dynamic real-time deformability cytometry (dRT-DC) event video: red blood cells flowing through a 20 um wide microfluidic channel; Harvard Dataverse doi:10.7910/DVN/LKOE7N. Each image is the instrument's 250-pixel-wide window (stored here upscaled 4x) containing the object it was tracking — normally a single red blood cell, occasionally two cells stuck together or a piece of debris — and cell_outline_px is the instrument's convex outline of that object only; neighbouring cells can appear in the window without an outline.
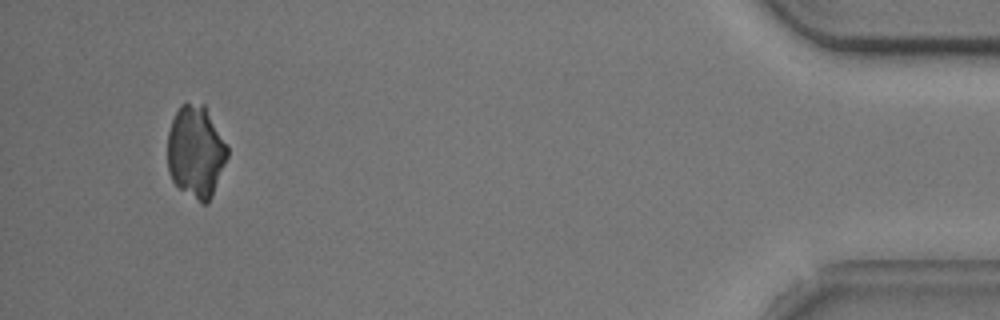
{"species": "common noctule bat (a hibernating species)", "species_latin": "Nyctalus noctula", "temperature_condition": "cold", "stored_images_in_passage": 53, "camera_frame_rate_fps": 3000, "um_per_image_px": 0.085, "animal": {"sex": "male", "body_mass_g": 20.5, "forearm_length_mm": 52.5}, "frame": {"image": 1, "passage_image": 50, "time_ms": 16.333, "image_size_px": [1000, 320], "cell_outline_px": [[228, 156], [212, 196], [208, 204], [200, 204], [180, 188], [172, 180], [168, 172], [168, 132], [172, 120], [180, 104], [204, 104], [228, 144]], "centroid_in_image_um": [16.66, 12.91], "position_along_channel_um": 418.5, "area_um2": 32.31}}